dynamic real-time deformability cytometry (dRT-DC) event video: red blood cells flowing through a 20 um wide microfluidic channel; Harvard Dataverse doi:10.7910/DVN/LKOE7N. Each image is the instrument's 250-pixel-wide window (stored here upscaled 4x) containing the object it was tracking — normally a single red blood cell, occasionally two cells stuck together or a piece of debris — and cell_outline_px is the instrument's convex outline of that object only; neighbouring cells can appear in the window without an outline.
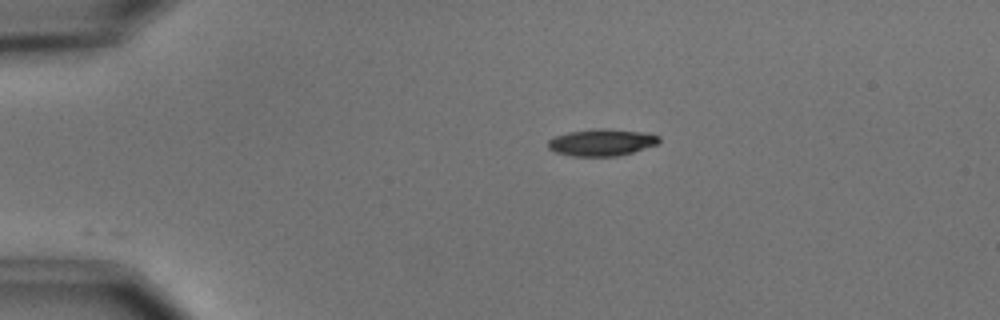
{"species": "common noctule bat (a hibernating species)", "species_latin": "Nyctalus noctula", "temperature_condition": "cold", "stored_images_in_passage": 32, "camera_frame_rate_fps": 3000, "um_per_image_px": 0.085, "animal": {"sex": "male", "body_mass_g": 15.6}, "frame": {"image": 1, "passage_image": 1, "time_ms": 0.0, "image_size_px": [1000, 320], "cell_outline_px": [[660, 144], [632, 152], [616, 156], [572, 156], [556, 152], [548, 148], [548, 140], [556, 136], [568, 132], [596, 128], [604, 128], [644, 132], [660, 136]], "centroid_in_image_um": [51.17, 12.1], "position_along_channel_um": 33.8, "area_um2": 17.46}}
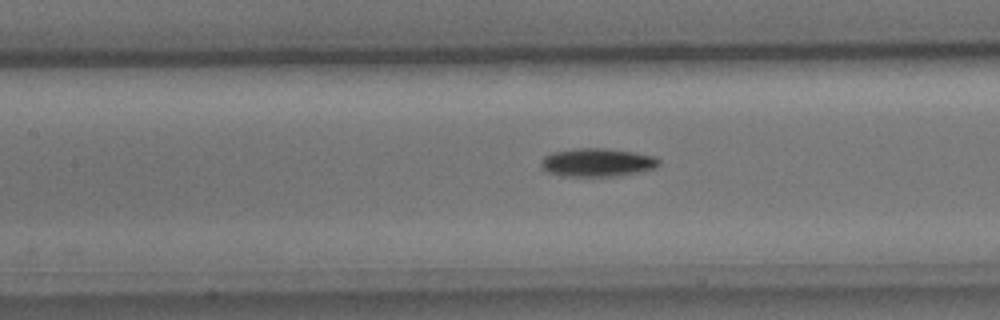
{"frame": {"image": 2, "passage_image": 15, "time_ms": 4.667, "image_size_px": [1000, 320], "cell_outline_px": [[660, 164], [656, 168], [620, 176], [564, 176], [548, 172], [540, 168], [540, 160], [544, 156], [552, 152], [576, 148], [604, 148], [632, 152], [656, 156], [660, 160]], "centroid_in_image_um": [50.76, 13.81], "position_along_channel_um": 156.6, "area_um2": 19.65}}
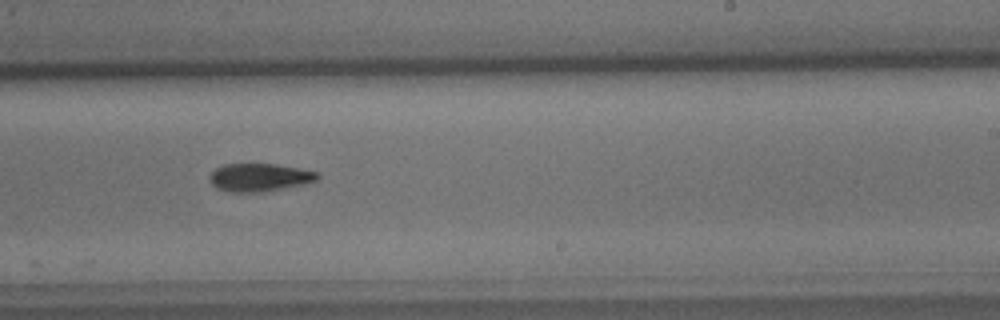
{"frame": {"image": 3, "passage_image": 24, "time_ms": 7.667, "image_size_px": [1000, 320], "cell_outline_px": [[320, 176], [316, 180], [304, 184], [264, 192], [228, 192], [216, 188], [212, 184], [208, 176], [216, 168], [224, 164], [276, 164], [316, 172]], "centroid_in_image_um": [22.01, 15.09], "position_along_channel_um": 267.0, "area_um2": 17.51}}